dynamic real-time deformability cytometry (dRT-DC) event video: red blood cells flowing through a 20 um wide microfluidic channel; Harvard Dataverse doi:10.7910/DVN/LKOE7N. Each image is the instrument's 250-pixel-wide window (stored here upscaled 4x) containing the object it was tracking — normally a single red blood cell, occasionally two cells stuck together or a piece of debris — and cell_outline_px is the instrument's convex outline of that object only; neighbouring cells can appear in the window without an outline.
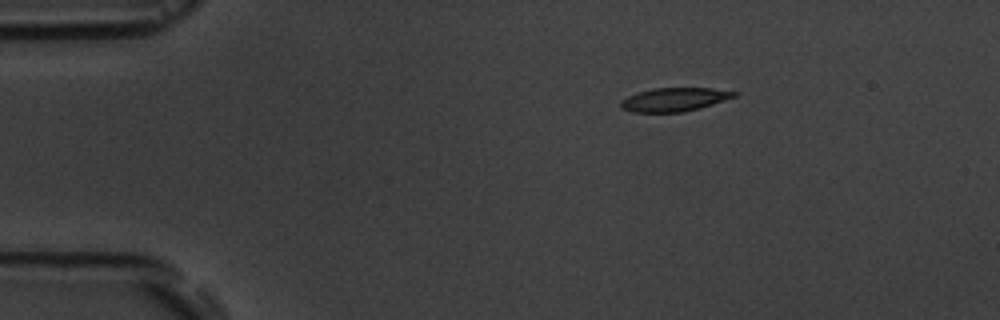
{"species": "common noctule bat (a hibernating species)", "species_latin": "Nyctalus noctula", "temperature_condition": "room temperature", "stored_images_in_passage": 3, "camera_frame_rate_fps": 3000, "um_per_image_px": 0.085, "animal": {"sex": "male", "body_mass_g": 19.5, "forearm_length_mm": 54.6}, "frame": {"image": 1, "passage_image": 1, "time_ms": 0.0, "image_size_px": [1000, 320], "cell_outline_px": [[740, 92], [736, 96], [700, 108], [684, 112], [632, 112], [620, 108], [620, 100], [636, 92], [652, 88], [712, 88]], "centroid_in_image_um": [57.29, 8.45], "position_along_channel_um": 27.7, "area_um2": 15.72}}